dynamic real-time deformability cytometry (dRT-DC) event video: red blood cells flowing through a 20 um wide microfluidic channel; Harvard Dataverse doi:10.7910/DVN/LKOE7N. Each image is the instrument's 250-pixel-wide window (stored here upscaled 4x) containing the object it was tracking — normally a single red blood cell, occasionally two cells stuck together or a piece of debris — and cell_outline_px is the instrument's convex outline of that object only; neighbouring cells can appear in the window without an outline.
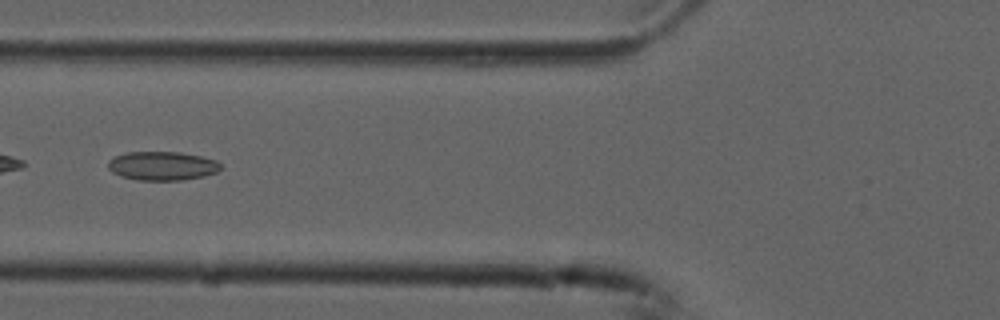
{"species": "common noctule bat (a hibernating species)", "species_latin": "Nyctalus noctula", "temperature_condition": "cold", "stored_images_in_passage": 30, "camera_frame_rate_fps": 3000, "um_per_image_px": 0.085, "animal": {"sex": "male", "forearm_length_mm": 52.5}, "frame": {"image": 1, "passage_image": 4, "time_ms": 1.0, "image_size_px": [1000, 320], "cell_outline_px": [[220, 168], [216, 172], [204, 176], [180, 180], [136, 180], [120, 176], [112, 172], [108, 168], [108, 160], [116, 156], [128, 152], [180, 152], [200, 156], [216, 160], [220, 164]], "centroid_in_image_um": [13.76, 14.1], "position_along_channel_um": 112.0, "area_um2": 18.84}}
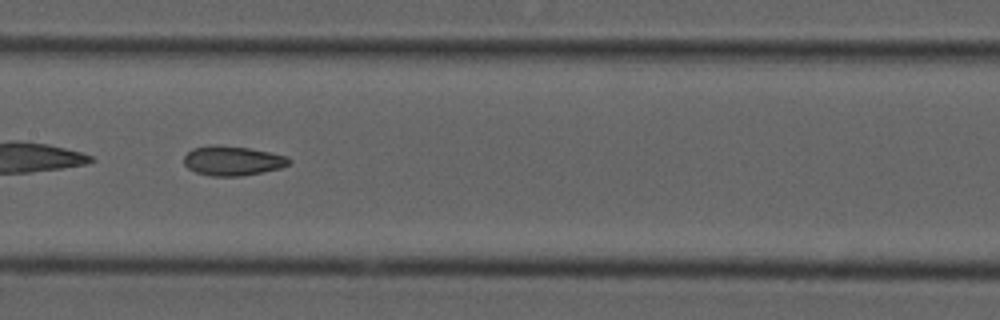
{"frame": {"image": 2, "passage_image": 10, "time_ms": 3.0, "image_size_px": [1000, 320], "cell_outline_px": [[292, 160], [288, 164], [280, 168], [240, 176], [212, 176], [196, 172], [188, 168], [184, 164], [184, 156], [192, 148], [216, 144], [248, 148], [268, 152], [284, 156]], "centroid_in_image_um": [19.72, 13.66], "position_along_channel_um": 187.7, "area_um2": 17.86}}
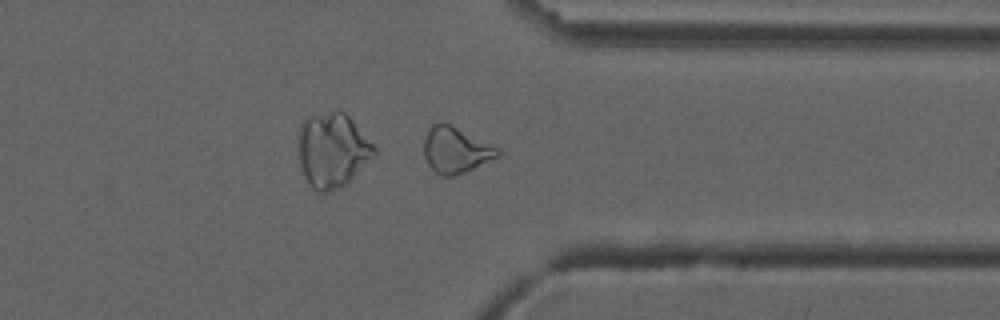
{"frame": {"image": 3, "passage_image": 25, "time_ms": 8.0, "image_size_px": [1000, 320], "cell_outline_px": [[500, 156], [464, 172], [452, 176], [444, 176], [436, 172], [428, 164], [424, 156], [424, 140], [428, 128], [432, 124], [448, 124], [500, 148]], "centroid_in_image_um": [38.74, 12.77], "position_along_channel_um": 372.7, "area_um2": 19.36}}